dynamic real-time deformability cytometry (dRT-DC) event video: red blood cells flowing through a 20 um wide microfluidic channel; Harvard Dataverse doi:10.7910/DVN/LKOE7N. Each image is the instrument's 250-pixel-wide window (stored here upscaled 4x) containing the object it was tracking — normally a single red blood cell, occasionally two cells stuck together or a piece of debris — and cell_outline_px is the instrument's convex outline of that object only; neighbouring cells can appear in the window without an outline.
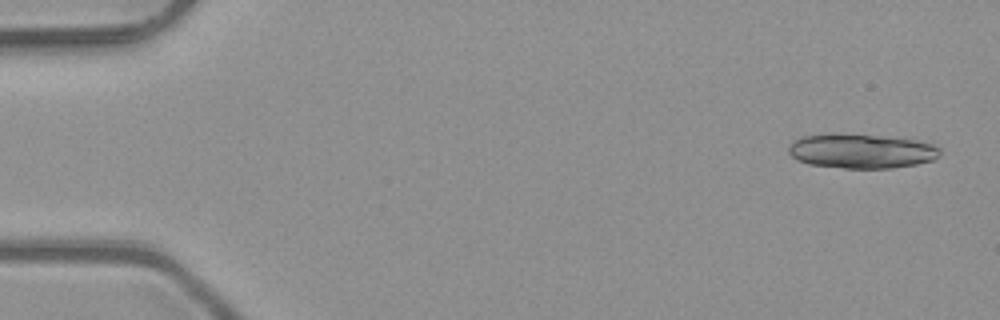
{"species": "common noctule bat (a hibernating species)", "species_latin": "Nyctalus noctula", "temperature_condition": "room temperature", "stored_images_in_passage": 18, "camera_frame_rate_fps": 3000, "um_per_image_px": 0.085, "animal": {"sex": "male", "body_mass_g": 23.1, "forearm_length_mm": 52.7}, "frame": {"image": 1, "passage_image": 2, "time_ms": 0.333, "image_size_px": [1000, 320], "cell_outline_px": [[940, 156], [932, 160], [916, 164], [892, 168], [844, 168], [808, 164], [796, 160], [788, 152], [788, 144], [792, 140], [804, 136], [880, 136], [916, 140], [932, 144], [940, 148]], "centroid_in_image_um": [73.23, 12.88], "position_along_channel_um": 11.8, "area_um2": 29.65}}